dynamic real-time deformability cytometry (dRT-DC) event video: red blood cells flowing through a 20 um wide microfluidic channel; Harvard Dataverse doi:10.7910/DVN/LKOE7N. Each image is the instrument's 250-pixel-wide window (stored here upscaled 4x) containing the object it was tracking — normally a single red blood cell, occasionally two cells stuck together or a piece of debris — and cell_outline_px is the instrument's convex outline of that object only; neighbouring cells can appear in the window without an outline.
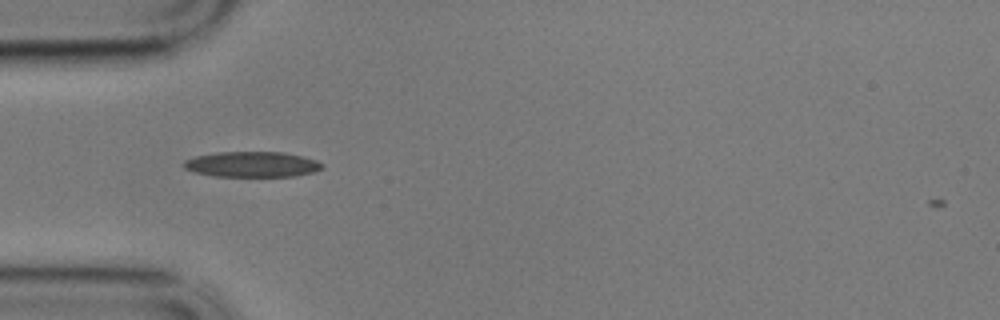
{"species": "common noctule bat (a hibernating species)", "species_latin": "Nyctalus noctula", "temperature_condition": "cold", "stored_images_in_passage": 41, "camera_frame_rate_fps": 3000, "um_per_image_px": 0.085, "animal": {"sex": "male", "body_mass_g": 17.9}, "frame": {"image": 1, "passage_image": 1, "time_ms": 0.0, "image_size_px": [1000, 320], "cell_outline_px": [[324, 164], [320, 168], [312, 172], [296, 176], [216, 176], [196, 172], [184, 168], [180, 164], [184, 160], [196, 156], [220, 152], [284, 152], [316, 160]], "centroid_in_image_um": [21.39, 13.96], "position_along_channel_um": 63.6, "area_um2": 20.35}}
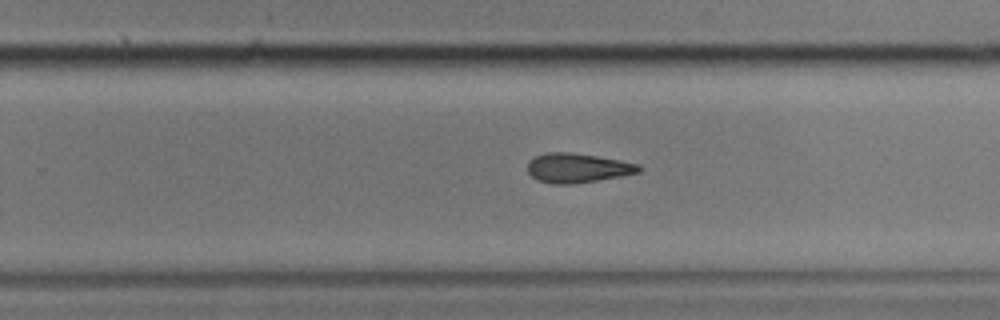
{"frame": {"image": 2, "passage_image": 20, "time_ms": 6.333, "image_size_px": [1000, 320], "cell_outline_px": [[644, 168], [640, 172], [620, 176], [572, 184], [552, 184], [536, 180], [528, 172], [528, 160], [536, 156], [548, 152], [568, 152], [596, 156], [620, 160], [640, 164]], "centroid_in_image_um": [49.09, 14.28], "position_along_channel_um": 280.7, "area_um2": 19.07}}
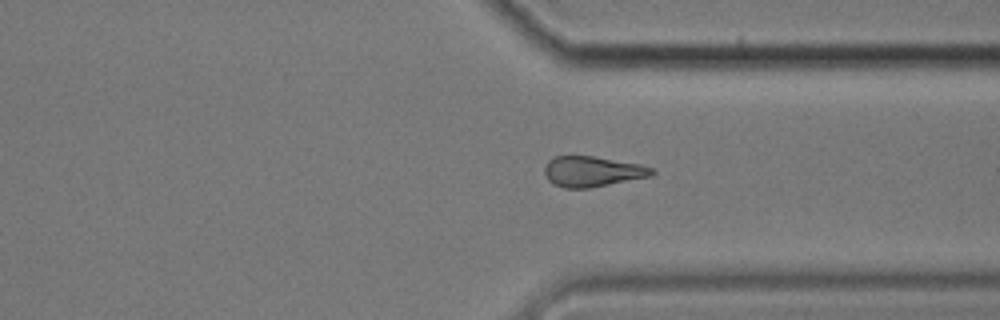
{"frame": {"image": 3, "passage_image": 27, "time_ms": 8.667, "image_size_px": [1000, 320], "cell_outline_px": [[656, 172], [652, 176], [588, 188], [564, 188], [552, 184], [548, 180], [544, 172], [544, 168], [548, 160], [556, 156], [592, 156], [640, 164], [652, 168]], "centroid_in_image_um": [50.33, 14.58], "position_along_channel_um": 361.1, "area_um2": 19.02}, "authors_computed_cell_mechanics": {"area_um2": 19.5364, "velocity_mm_per_s": 3.4364, "shape_relaxation_time_tau1_ms": 5.448, "shape_relaxation_time_tau2_ms": 11.3508, "deformation_change_tau1": 0.1445, "deformation_change_tau2": 0.2287}}